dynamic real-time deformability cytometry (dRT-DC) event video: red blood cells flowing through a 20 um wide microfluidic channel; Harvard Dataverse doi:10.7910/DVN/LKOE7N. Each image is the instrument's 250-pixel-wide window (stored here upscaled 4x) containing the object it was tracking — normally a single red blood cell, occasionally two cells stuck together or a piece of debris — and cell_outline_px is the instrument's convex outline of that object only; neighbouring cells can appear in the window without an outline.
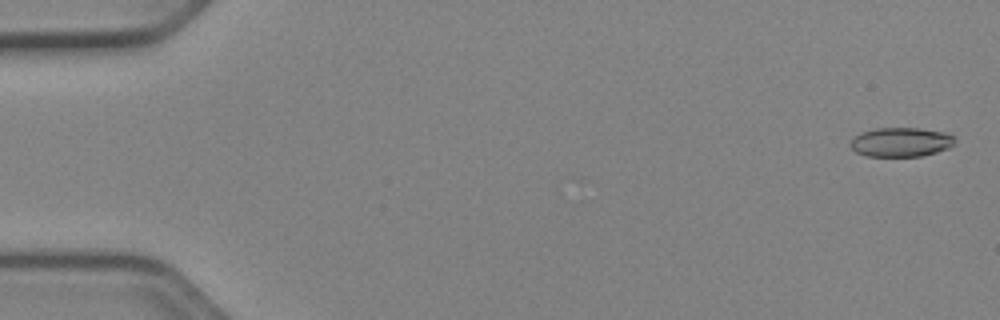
{"species": "Egyptian fruit bat (a non-hibernating species)", "species_latin": "Rousettus aegyptiacus", "temperature_condition": "cold", "stored_images_in_passage": 52, "camera_frame_rate_fps": 3000, "um_per_image_px": 0.085, "animal": {"sex": "female"}, "frame": {"image": 1, "passage_image": 2, "time_ms": 0.333, "image_size_px": [1000, 320], "cell_outline_px": [[956, 144], [948, 148], [936, 152], [920, 156], [868, 156], [856, 152], [852, 148], [852, 140], [860, 132], [876, 128], [916, 128], [944, 132], [952, 136], [956, 140]], "centroid_in_image_um": [76.61, 12.08], "position_along_channel_um": 8.4, "area_um2": 17.63}}
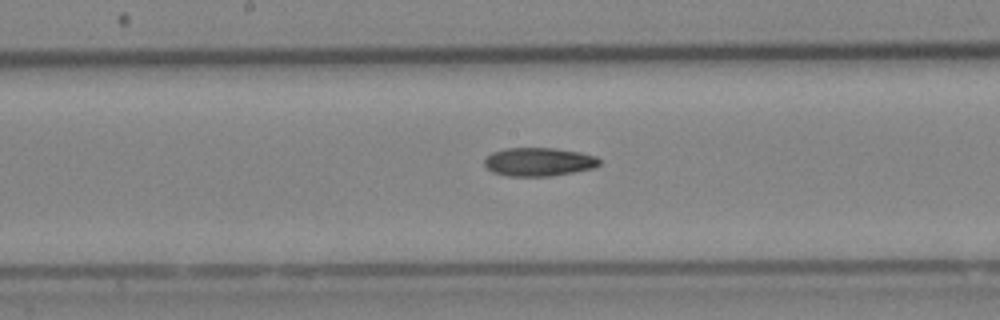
{"frame": {"image": 2, "passage_image": 28, "time_ms": 9.0, "image_size_px": [1000, 320], "cell_outline_px": [[600, 164], [592, 168], [572, 172], [548, 176], [508, 176], [492, 172], [484, 164], [484, 156], [492, 152], [504, 148], [556, 148], [580, 152], [596, 156], [600, 160]], "centroid_in_image_um": [45.75, 13.74], "position_along_channel_um": 202.4, "area_um2": 19.13}}
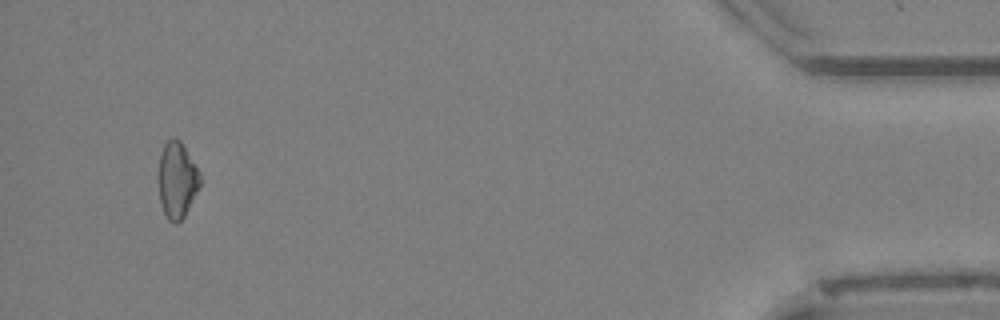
{"frame": {"image": 3, "passage_image": 50, "time_ms": 16.333, "image_size_px": [1000, 320], "cell_outline_px": [[200, 184], [184, 216], [176, 224], [168, 220], [160, 204], [156, 180], [160, 152], [164, 144], [168, 140], [176, 136], [180, 140], [200, 172]], "centroid_in_image_um": [14.99, 15.28], "position_along_channel_um": 420.2, "area_um2": 18.79}, "authors_computed_cell_mechanics": {"area_um2": 18.9006, "velocity_mm_per_s": 3.963, "shape_relaxation_time_tau1_ms": 7.2245, "shape_relaxation_time_tau2_ms": null, "deformation_change_tau1": 0.1498, "deformation_change_tau2": null}}